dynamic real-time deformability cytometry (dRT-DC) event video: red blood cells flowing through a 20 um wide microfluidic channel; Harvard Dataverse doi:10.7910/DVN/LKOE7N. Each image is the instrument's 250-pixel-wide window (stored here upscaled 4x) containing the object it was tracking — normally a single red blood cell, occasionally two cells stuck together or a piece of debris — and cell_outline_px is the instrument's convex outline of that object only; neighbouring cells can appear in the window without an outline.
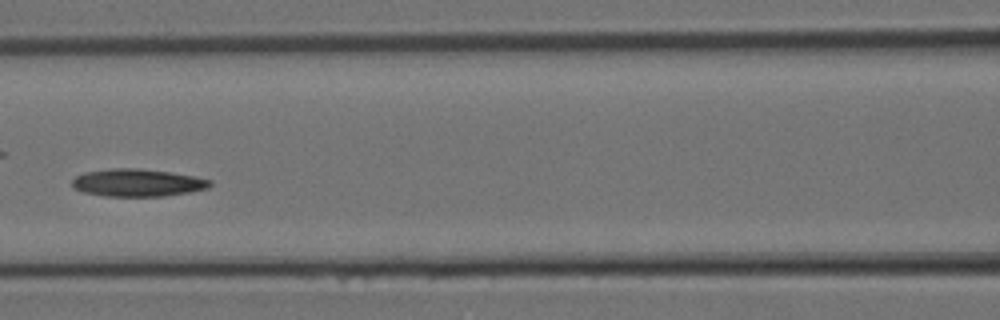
{"species": "Egyptian fruit bat (a non-hibernating species)", "species_latin": "Rousettus aegyptiacus", "temperature_condition": "room temperature", "stored_images_in_passage": 9, "camera_frame_rate_fps": 3000, "um_per_image_px": 0.085, "animal": {"sex": "female"}, "frame": {"image": 1, "passage_image": 8, "time_ms": 2.333, "image_size_px": [1000, 320], "cell_outline_px": [[212, 184], [208, 188], [188, 192], [164, 196], [104, 196], [84, 192], [72, 188], [72, 180], [76, 176], [84, 172], [112, 168], [140, 168], [196, 176], [212, 180]], "centroid_in_image_um": [11.68, 15.53], "position_along_channel_um": 154.9, "area_um2": 22.2}}